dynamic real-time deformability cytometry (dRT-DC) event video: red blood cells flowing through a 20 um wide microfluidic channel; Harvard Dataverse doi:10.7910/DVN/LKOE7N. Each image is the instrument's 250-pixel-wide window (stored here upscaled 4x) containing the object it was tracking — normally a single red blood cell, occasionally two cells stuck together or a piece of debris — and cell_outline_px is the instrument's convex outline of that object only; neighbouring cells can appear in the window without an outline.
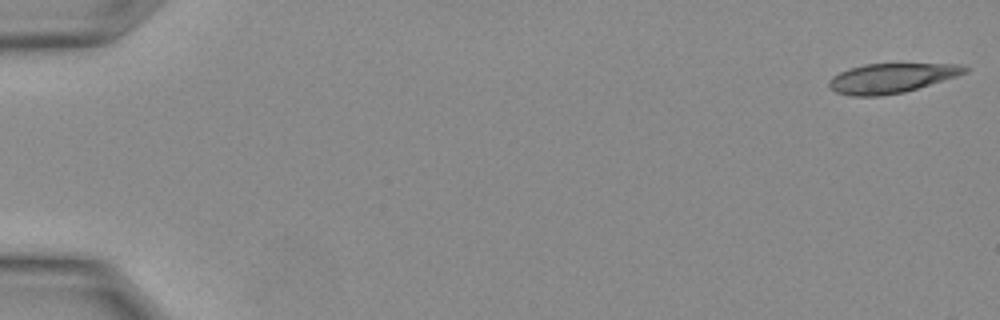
{"species": "Egyptian fruit bat (a non-hibernating species)", "species_latin": "Rousettus aegyptiacus", "temperature_condition": "warm", "stored_images_in_passage": 11, "camera_frame_rate_fps": 3000, "um_per_image_px": 0.085, "animal": {"sex": "female"}, "frame": {"image": 1, "passage_image": 1, "time_ms": 0.0, "image_size_px": [1000, 320], "cell_outline_px": [[968, 72], [956, 76], [904, 92], [880, 96], [852, 96], [836, 92], [828, 84], [832, 76], [848, 68], [864, 64], [960, 64], [968, 68]], "centroid_in_image_um": [75.75, 6.64], "position_along_channel_um": 9.3, "area_um2": 23.18}}
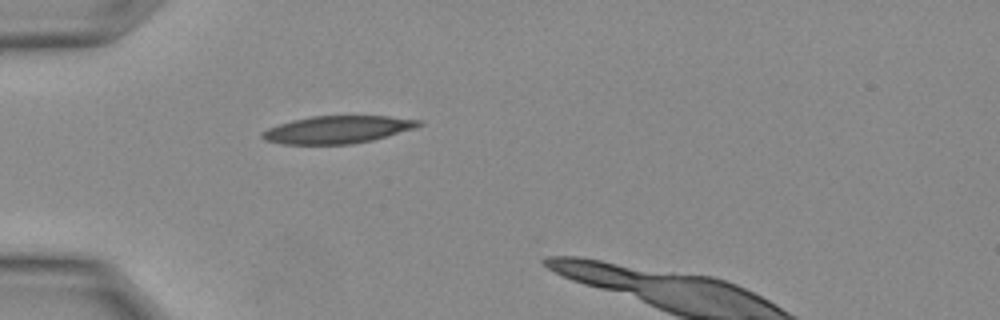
{"frame": {"image": 2, "passage_image": 9, "time_ms": 2.667, "image_size_px": [1000, 320], "cell_outline_px": [[424, 124], [416, 128], [372, 140], [352, 144], [284, 144], [264, 140], [260, 136], [260, 132], [268, 128], [292, 120], [312, 116], [388, 116], [424, 120]], "centroid_in_image_um": [28.72, 11.01], "position_along_channel_um": 56.3, "area_um2": 25.2}}
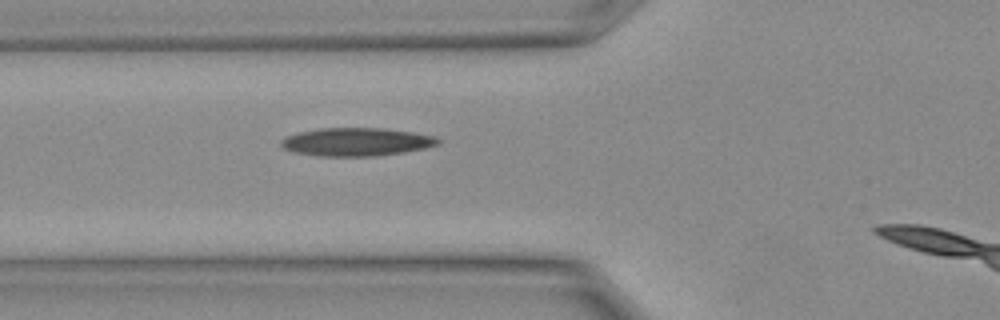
{"frame": {"image": 3, "passage_image": 11, "time_ms": 3.333, "image_size_px": [1000, 320], "cell_outline_px": [[440, 144], [428, 148], [404, 152], [376, 156], [316, 156], [296, 152], [284, 148], [280, 144], [280, 140], [296, 132], [320, 128], [384, 128], [412, 132], [436, 136], [440, 140]], "centroid_in_image_um": [30.33, 12.06], "position_along_channel_um": 95.5, "area_um2": 25.95}}